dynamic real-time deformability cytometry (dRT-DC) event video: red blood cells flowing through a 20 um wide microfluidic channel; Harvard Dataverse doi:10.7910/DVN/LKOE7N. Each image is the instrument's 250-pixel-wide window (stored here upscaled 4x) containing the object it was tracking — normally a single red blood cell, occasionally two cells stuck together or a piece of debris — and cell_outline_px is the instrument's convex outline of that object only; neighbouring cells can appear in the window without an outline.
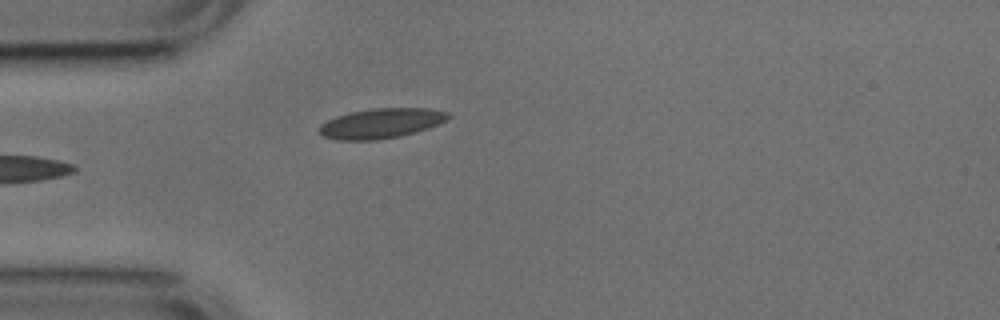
{"species": "common noctule bat (a hibernating species)", "species_latin": "Nyctalus noctula", "temperature_condition": "cold", "stored_images_in_passage": 4, "camera_frame_rate_fps": 3000, "um_per_image_px": 0.085, "animal": {"sex": "male", "body_mass_g": 17.9, "forearm_length_mm": 54.2}, "frame": {"image": 1, "passage_image": 4, "time_ms": 1.0, "image_size_px": [1000, 320], "cell_outline_px": [[452, 116], [428, 128], [416, 132], [400, 136], [380, 140], [336, 140], [324, 136], [320, 132], [320, 124], [336, 116], [352, 112], [372, 108], [428, 108], [448, 112]], "centroid_in_image_um": [32.4, 10.48], "position_along_channel_um": 52.6, "area_um2": 22.37}}